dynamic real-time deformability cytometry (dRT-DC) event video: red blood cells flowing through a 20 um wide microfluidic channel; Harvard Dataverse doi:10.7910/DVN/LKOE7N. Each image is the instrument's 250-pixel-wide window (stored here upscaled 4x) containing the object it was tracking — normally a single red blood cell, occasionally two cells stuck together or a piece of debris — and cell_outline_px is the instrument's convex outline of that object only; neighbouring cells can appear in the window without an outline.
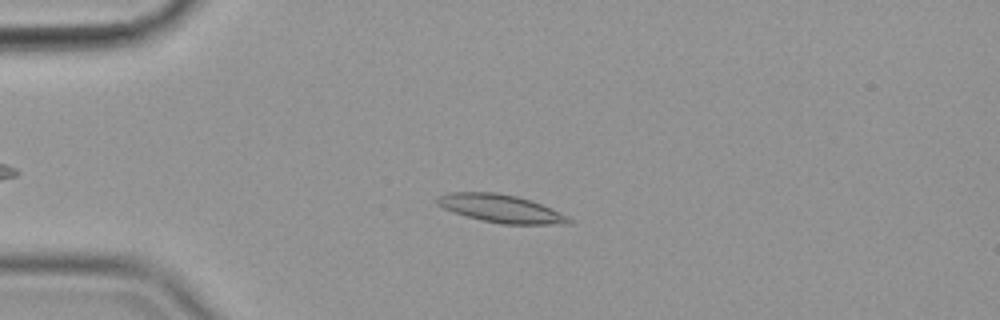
{"species": "common noctule bat (a hibernating species)", "species_latin": "Nyctalus noctula", "temperature_condition": "cold", "stored_images_in_passage": 50, "camera_frame_rate_fps": 3000, "um_per_image_px": 0.085, "animal": {"sex": "female", "body_mass_g": 19.9}, "frame": {"image": 1, "passage_image": 15, "time_ms": 4.667, "image_size_px": [1000, 320], "cell_outline_px": [[572, 224], [504, 224], [480, 220], [444, 208], [436, 204], [436, 196], [448, 192], [496, 192], [516, 196], [532, 200], [560, 212], [568, 216], [572, 220]], "centroid_in_image_um": [42.58, 17.72], "position_along_channel_um": 42.4, "area_um2": 21.44}}
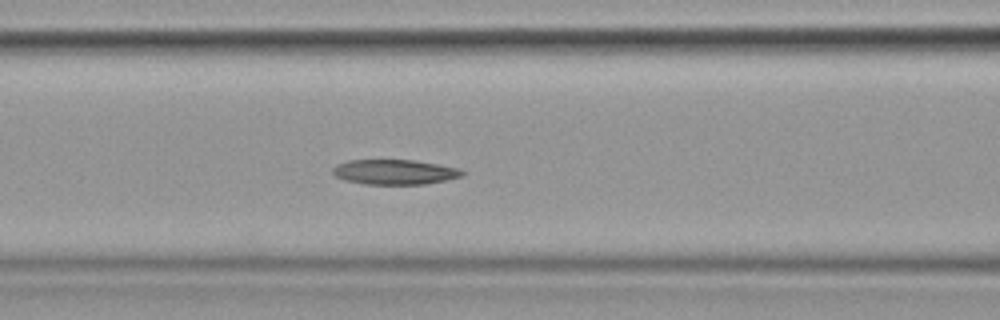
{"frame": {"image": 2, "passage_image": 25, "time_ms": 8.0, "image_size_px": [1000, 320], "cell_outline_px": [[464, 172], [460, 176], [444, 180], [424, 184], [364, 184], [344, 180], [336, 176], [332, 172], [332, 168], [336, 164], [348, 160], [416, 160], [440, 164], [460, 168]], "centroid_in_image_um": [33.51, 14.61], "position_along_channel_um": 133.1, "area_um2": 18.84}}
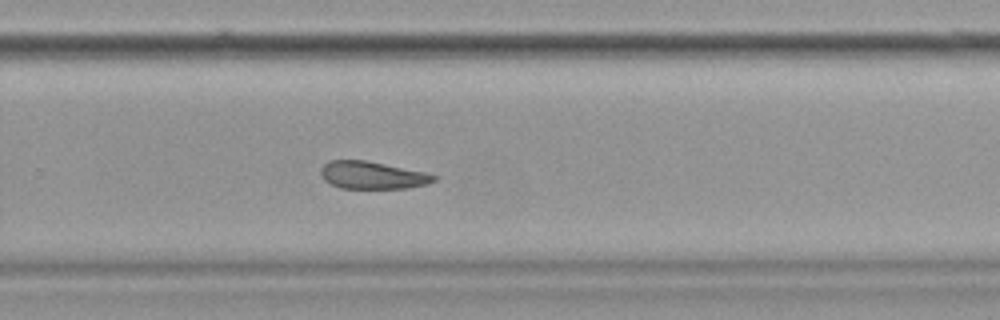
{"frame": {"image": 3, "passage_image": 39, "time_ms": 12.667, "image_size_px": [1000, 320], "cell_outline_px": [[436, 180], [428, 184], [408, 188], [340, 188], [324, 180], [320, 172], [320, 168], [328, 160], [364, 160], [424, 172], [436, 176]], "centroid_in_image_um": [31.62, 14.89], "position_along_channel_um": 298.2, "area_um2": 17.98}, "authors_computed_cell_mechanics": {"area_um2": 20.0566, "velocity_mm_per_s": 3.5423, "shape_relaxation_time_tau1_ms": null, "shape_relaxation_time_tau2_ms": 8.5029, "deformation_change_tau1": null, "deformation_change_tau2": 0.1737}}